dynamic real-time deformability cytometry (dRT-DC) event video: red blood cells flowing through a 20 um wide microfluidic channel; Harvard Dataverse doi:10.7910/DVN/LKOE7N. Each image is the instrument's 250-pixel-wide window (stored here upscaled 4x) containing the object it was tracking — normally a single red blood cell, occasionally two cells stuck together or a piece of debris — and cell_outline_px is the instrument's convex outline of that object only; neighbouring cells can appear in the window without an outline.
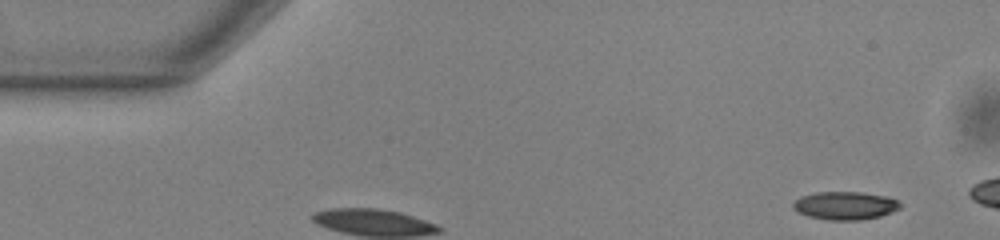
{"species": "common noctule bat (a hibernating species)", "species_latin": "Nyctalus noctula", "temperature_condition": "warm", "stored_images_in_passage": 45, "camera_frame_rate_fps": 3000, "um_per_image_px": 0.085, "animal": {"sex": "male", "body_mass_g": 13.0, "forearm_length_mm": 53.1}, "frame": {"image": 1, "passage_image": 1, "time_ms": 0.0, "image_size_px": [1000, 240], "cell_outline_px": [[900, 208], [892, 212], [880, 216], [860, 220], [828, 220], [808, 216], [792, 208], [792, 204], [800, 196], [816, 192], [864, 192], [884, 196], [896, 200], [900, 204]], "centroid_in_image_um": [71.81, 17.47], "position_along_channel_um": 13.2, "area_um2": 17.46}}
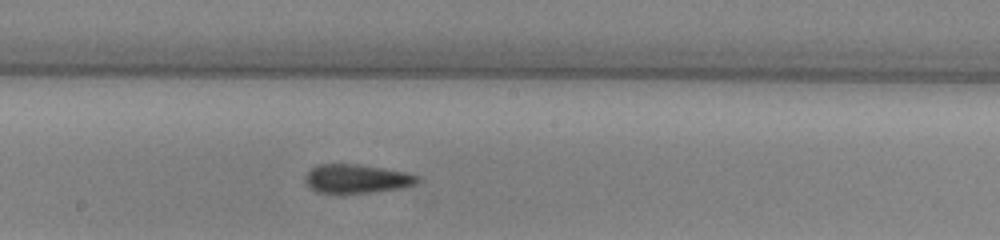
{"frame": {"image": 2, "passage_image": 26, "time_ms": 8.333, "image_size_px": [1000, 240], "cell_outline_px": [[420, 176], [412, 184], [400, 188], [372, 192], [316, 192], [308, 188], [304, 184], [304, 176], [316, 164], [356, 164], [408, 172]], "centroid_in_image_um": [30.24, 15.18], "position_along_channel_um": 218.0, "area_um2": 18.67}}
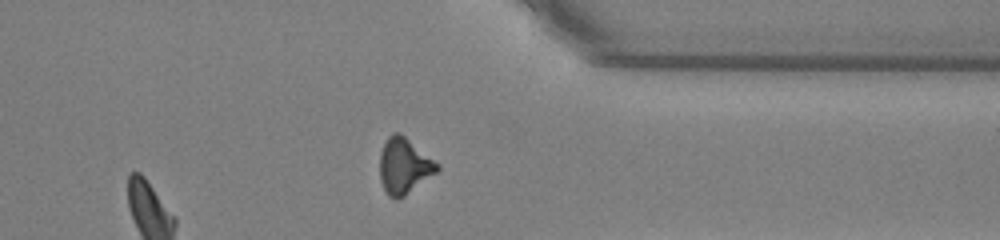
{"frame": {"image": 3, "passage_image": 39, "time_ms": 12.667, "image_size_px": [1000, 240], "cell_outline_px": [[440, 168], [436, 172], [404, 196], [396, 200], [388, 196], [380, 180], [380, 152], [388, 136], [392, 132], [400, 132], [440, 164]], "centroid_in_image_um": [34.34, 14.09], "position_along_channel_um": 377.1, "area_um2": 18.61}, "authors_computed_cell_mechanics": {"area_um2": 18.3226, "velocity_mm_per_s": 3.8385, "shape_relaxation_time_tau1_ms": 7.6839, "shape_relaxation_time_tau2_ms": 4.4278, "deformation_change_tau1": 0.1701, "deformation_change_tau2": 0.1351}}